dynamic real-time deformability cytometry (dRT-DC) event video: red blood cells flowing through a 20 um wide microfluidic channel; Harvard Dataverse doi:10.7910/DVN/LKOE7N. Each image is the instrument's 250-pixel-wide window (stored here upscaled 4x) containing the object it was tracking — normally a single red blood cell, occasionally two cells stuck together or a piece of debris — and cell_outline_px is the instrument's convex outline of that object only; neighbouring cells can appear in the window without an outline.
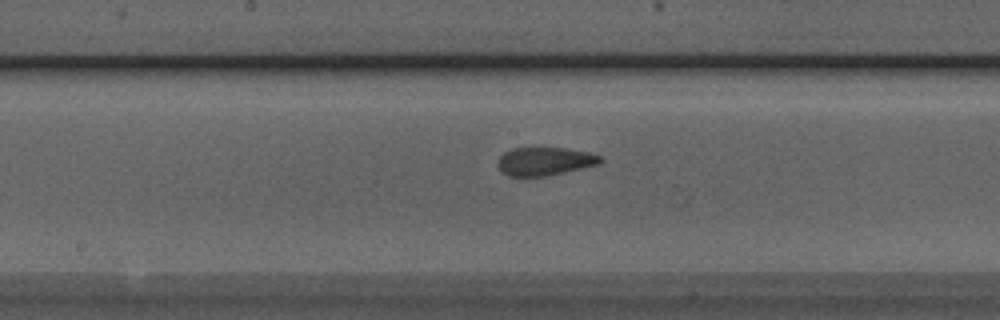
{"species": "Egyptian fruit bat (a non-hibernating species)", "species_latin": "Rousettus aegyptiacus", "temperature_condition": "room temperature", "stored_images_in_passage": 43, "camera_frame_rate_fps": 3000, "um_per_image_px": 0.085, "animal": {"sex": "male"}, "frame": {"image": 1, "passage_image": 18, "time_ms": 5.667, "image_size_px": [1000, 320], "cell_outline_px": [[604, 160], [600, 164], [564, 172], [544, 176], [508, 176], [500, 172], [496, 164], [500, 156], [504, 152], [512, 148], [564, 148], [592, 152], [600, 156]], "centroid_in_image_um": [46.29, 13.71], "position_along_channel_um": 201.9, "area_um2": 17.05}}
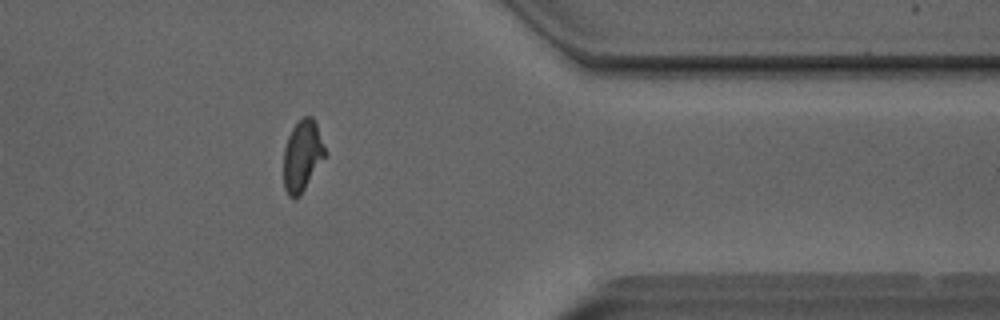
{"frame": {"image": 2, "passage_image": 33, "time_ms": 10.667, "image_size_px": [1000, 320], "cell_outline_px": [[328, 152], [300, 196], [296, 200], [288, 196], [284, 188], [284, 148], [288, 136], [292, 128], [304, 116], [312, 116], [316, 124]], "centroid_in_image_um": [25.7, 13.26], "position_along_channel_um": 385.7, "area_um2": 17.28}}
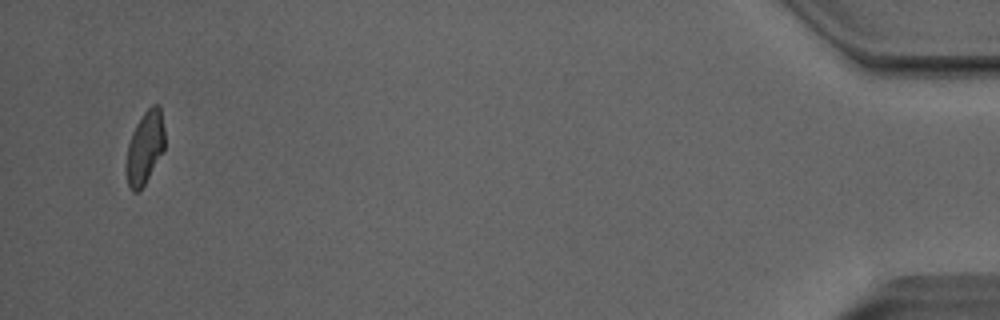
{"frame": {"image": 3, "passage_image": 41, "time_ms": 13.333, "image_size_px": [1000, 320], "cell_outline_px": [[164, 148], [140, 192], [132, 192], [128, 188], [124, 172], [124, 164], [128, 144], [132, 132], [136, 124], [144, 112], [152, 104], [160, 104], [164, 128]], "centroid_in_image_um": [12.27, 12.58], "position_along_channel_um": 422.9, "area_um2": 16.7}, "authors_computed_cell_mechanics": {"area_um2": 17.5712, "velocity_mm_per_s": 4.0558, "shape_relaxation_time_tau1_ms": null, "shape_relaxation_time_tau2_ms": 1.031, "deformation_change_tau1": null, "deformation_change_tau2": 0.0598}}